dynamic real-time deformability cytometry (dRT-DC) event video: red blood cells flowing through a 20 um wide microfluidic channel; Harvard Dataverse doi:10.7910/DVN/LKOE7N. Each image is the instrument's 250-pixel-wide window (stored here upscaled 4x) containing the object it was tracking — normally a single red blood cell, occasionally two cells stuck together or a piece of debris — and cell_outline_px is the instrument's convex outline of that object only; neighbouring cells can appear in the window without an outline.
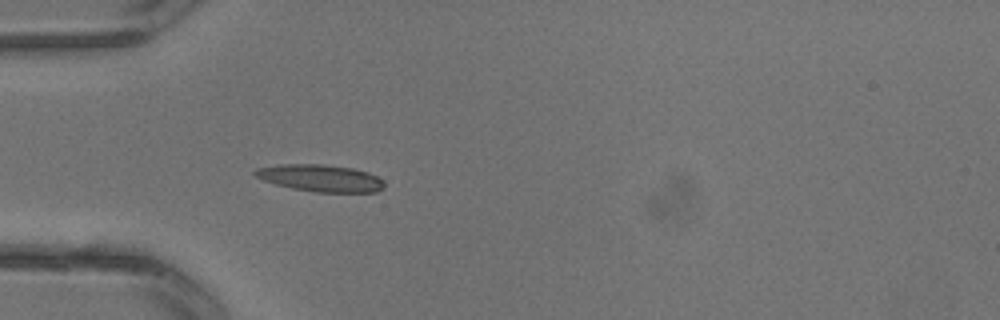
{"species": "common noctule bat (a hibernating species)", "species_latin": "Nyctalus noctula", "temperature_condition": "warm", "stored_images_in_passage": 3, "camera_frame_rate_fps": 3000, "um_per_image_px": 0.085, "animal": {"sex": "male", "body_mass_g": 13.3}, "frame": {"image": 1, "passage_image": 3, "time_ms": 0.667, "image_size_px": [1000, 320], "cell_outline_px": [[384, 188], [376, 192], [316, 192], [292, 188], [276, 184], [264, 180], [256, 176], [252, 172], [256, 168], [276, 164], [324, 164], [352, 168], [368, 172], [384, 180]], "centroid_in_image_um": [27.24, 15.13], "position_along_channel_um": 57.8, "area_um2": 20.4}}